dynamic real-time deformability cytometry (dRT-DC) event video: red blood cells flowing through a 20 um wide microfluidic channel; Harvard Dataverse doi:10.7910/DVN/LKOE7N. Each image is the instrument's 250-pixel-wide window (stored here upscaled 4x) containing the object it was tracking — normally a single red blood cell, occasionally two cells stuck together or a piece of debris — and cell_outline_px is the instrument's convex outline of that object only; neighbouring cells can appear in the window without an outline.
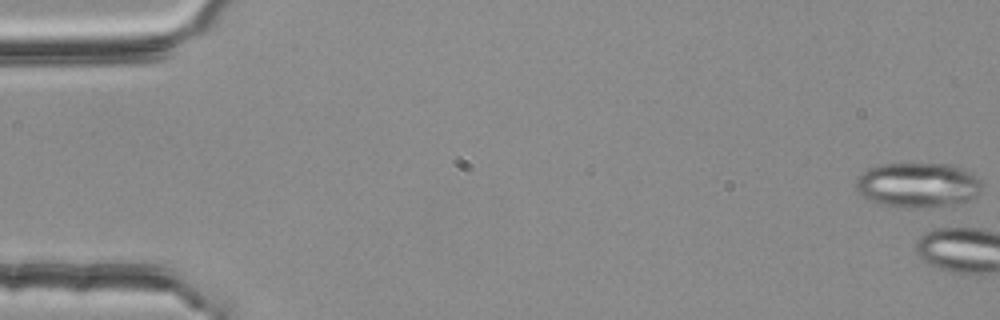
{"species": "common noctule bat (a hibernating species)", "species_latin": "Nyctalus noctula", "temperature_condition": "room temperature", "stored_images_in_passage": 3, "camera_frame_rate_fps": 3000, "um_per_image_px": 0.085, "animal": {"sex": "female", "body_mass_g": 25.1}, "frame": {"image": 1, "passage_image": 1, "time_ms": 0.0, "image_size_px": [1000, 320], "cell_outline_px": [[980, 192], [976, 196], [960, 204], [940, 208], [900, 208], [876, 204], [864, 196], [856, 188], [856, 180], [868, 168], [876, 164], [948, 164], [972, 172], [980, 180]], "centroid_in_image_um": [78.03, 15.76], "position_along_channel_um": 7.0, "area_um2": 33.47}}